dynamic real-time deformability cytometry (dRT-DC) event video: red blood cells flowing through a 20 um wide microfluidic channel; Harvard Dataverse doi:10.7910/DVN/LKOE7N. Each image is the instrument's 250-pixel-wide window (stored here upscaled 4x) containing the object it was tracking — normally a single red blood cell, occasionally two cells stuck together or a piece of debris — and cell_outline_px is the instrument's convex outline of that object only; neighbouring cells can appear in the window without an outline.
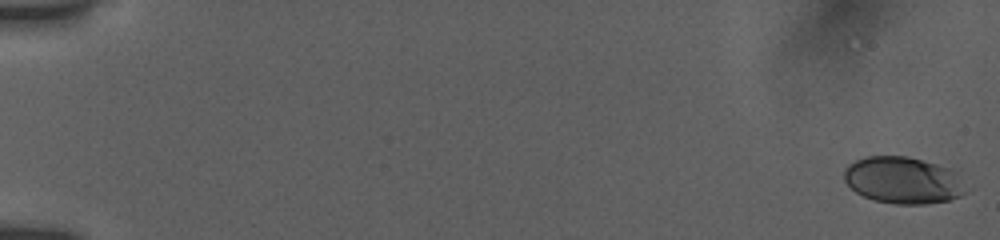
{"species": "human", "species_latin": "Homo sapiens", "temperature_condition": "room temperature", "stored_images_in_passage": 7, "camera_frame_rate_fps": 3000, "um_per_image_px": 0.085, "donor": {"sex": "female"}, "frame": {"image": 1, "passage_image": 1, "time_ms": 0.0, "image_size_px": [1000, 240], "cell_outline_px": [[964, 192], [960, 196], [948, 200], [924, 204], [896, 204], [876, 200], [864, 196], [856, 192], [844, 180], [844, 172], [848, 164], [856, 160], [868, 156], [908, 156], [936, 164], [948, 168], [956, 172]], "centroid_in_image_um": [76.71, 15.31], "position_along_channel_um": 8.3, "area_um2": 32.66}}
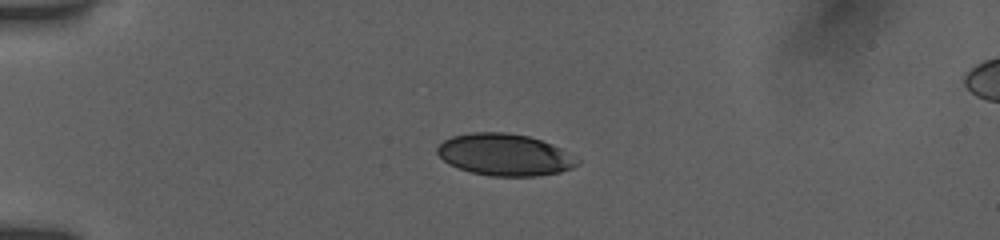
{"frame": {"image": 2, "passage_image": 5, "time_ms": 4.667, "image_size_px": [1000, 240], "cell_outline_px": [[580, 164], [572, 168], [560, 172], [536, 176], [492, 176], [472, 172], [448, 164], [436, 152], [436, 148], [444, 140], [452, 136], [472, 132], [504, 132], [528, 136], [552, 144], [560, 148], [580, 160]], "centroid_in_image_um": [42.9, 13.15], "position_along_channel_um": 42.1, "area_um2": 34.04}}
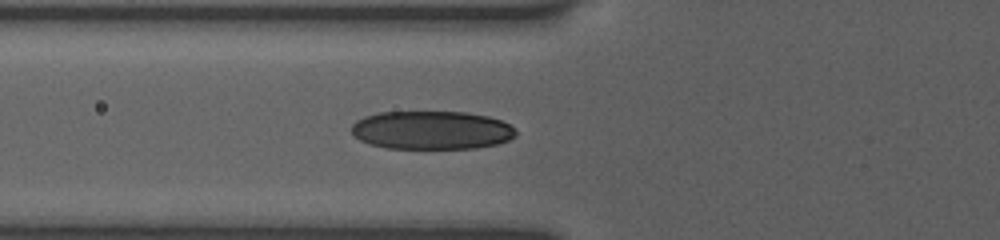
{"frame": {"image": 3, "passage_image": 7, "time_ms": 7.0, "image_size_px": [1000, 240], "cell_outline_px": [[516, 136], [508, 140], [496, 144], [476, 148], [384, 148], [368, 144], [352, 136], [352, 124], [356, 120], [364, 116], [380, 112], [468, 112], [488, 116], [500, 120], [516, 128]], "centroid_in_image_um": [36.66, 11.06], "position_along_channel_um": 89.1, "area_um2": 37.05}}